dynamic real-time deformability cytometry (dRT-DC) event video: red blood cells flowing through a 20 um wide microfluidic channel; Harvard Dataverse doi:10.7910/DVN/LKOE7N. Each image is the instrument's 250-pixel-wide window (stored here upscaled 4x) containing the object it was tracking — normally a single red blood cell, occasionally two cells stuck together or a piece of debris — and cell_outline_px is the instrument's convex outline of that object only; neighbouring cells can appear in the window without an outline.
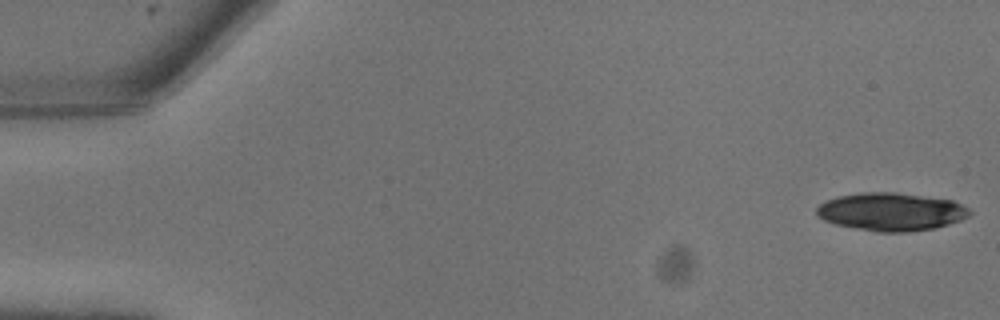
{"species": "common noctule bat (a hibernating species)", "species_latin": "Nyctalus noctula", "temperature_condition": "warm", "stored_images_in_passage": 12, "camera_frame_rate_fps": 3000, "um_per_image_px": 0.085, "animal": {"sex": "male", "body_mass_g": 13.3}, "frame": {"image": 1, "passage_image": 1, "time_ms": 0.0, "image_size_px": [1000, 320], "cell_outline_px": [[972, 212], [968, 216], [960, 220], [936, 228], [908, 232], [876, 232], [836, 224], [824, 220], [816, 216], [816, 208], [820, 204], [836, 196], [860, 192], [896, 192], [952, 200], [968, 208]], "centroid_in_image_um": [75.73, 18.0], "position_along_channel_um": 9.3, "area_um2": 33.93}}
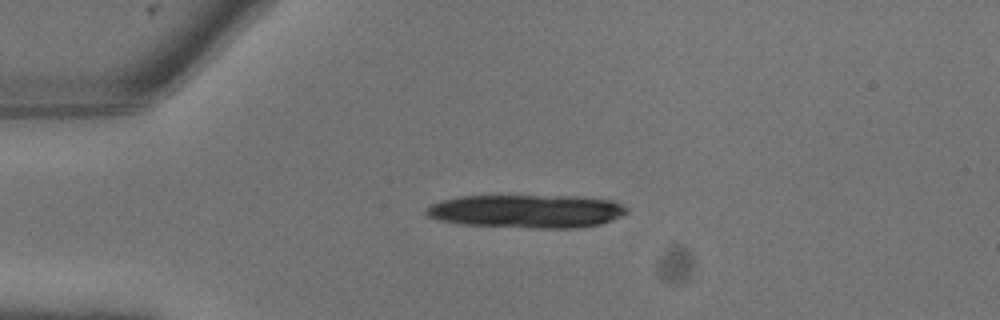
{"frame": {"image": 2, "passage_image": 6, "time_ms": 1.667, "image_size_px": [1000, 320], "cell_outline_px": [[628, 212], [624, 216], [600, 224], [576, 228], [528, 228], [460, 224], [440, 220], [428, 216], [424, 212], [424, 208], [440, 200], [460, 196], [576, 196], [612, 200], [628, 208]], "centroid_in_image_um": [44.77, 17.95], "position_along_channel_um": 40.2, "area_um2": 39.25}}